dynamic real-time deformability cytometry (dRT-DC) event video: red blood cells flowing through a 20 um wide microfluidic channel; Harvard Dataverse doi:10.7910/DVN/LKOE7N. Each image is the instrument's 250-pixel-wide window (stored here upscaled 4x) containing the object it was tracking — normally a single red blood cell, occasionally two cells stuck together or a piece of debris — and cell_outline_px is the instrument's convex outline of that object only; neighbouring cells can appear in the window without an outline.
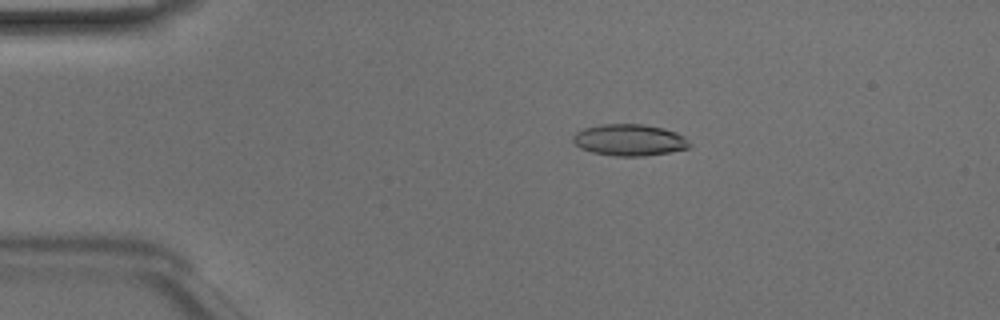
{"species": "Egyptian fruit bat (a non-hibernating species)", "species_latin": "Rousettus aegyptiacus", "temperature_condition": "room temperature", "stored_images_in_passage": 49, "camera_frame_rate_fps": 3000, "um_per_image_px": 0.085, "animal": {"sex": "male"}, "frame": {"image": 1, "passage_image": 10, "time_ms": 3.0, "image_size_px": [1000, 320], "cell_outline_px": [[692, 144], [688, 148], [668, 152], [644, 156], [616, 156], [592, 152], [580, 148], [572, 140], [572, 136], [576, 132], [584, 128], [600, 124], [644, 124], [664, 128], [676, 132], [684, 136]], "centroid_in_image_um": [53.5, 11.89], "position_along_channel_um": 31.5, "area_um2": 21.5}}
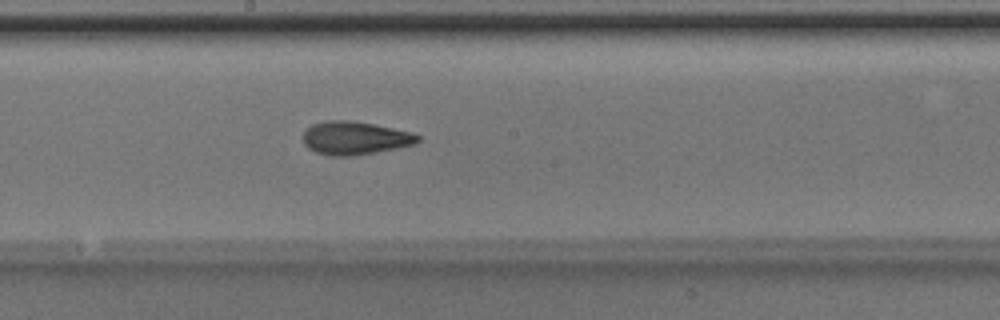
{"frame": {"image": 2, "passage_image": 27, "time_ms": 8.667, "image_size_px": [1000, 320], "cell_outline_px": [[420, 140], [416, 144], [356, 156], [332, 156], [316, 152], [308, 148], [304, 144], [304, 132], [312, 124], [328, 120], [352, 120], [412, 132], [420, 136]], "centroid_in_image_um": [30.18, 11.74], "position_along_channel_um": 218.0, "area_um2": 22.2}}
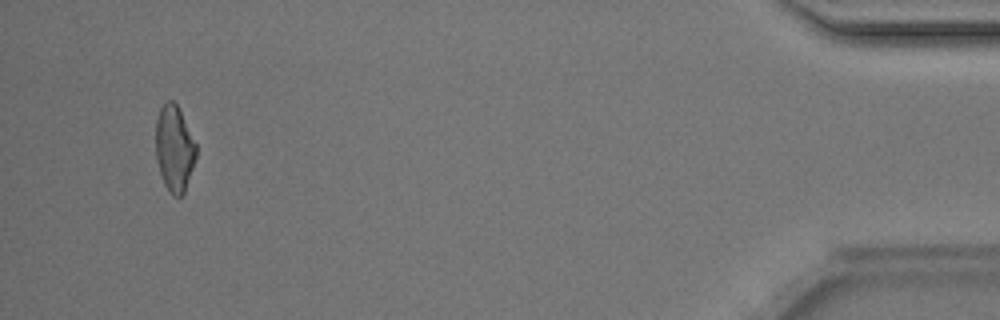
{"frame": {"image": 3, "passage_image": 47, "time_ms": 15.333, "image_size_px": [1000, 320], "cell_outline_px": [[196, 156], [184, 192], [180, 196], [172, 196], [168, 192], [164, 184], [156, 160], [156, 120], [160, 108], [168, 100], [172, 100], [176, 104], [196, 144]], "centroid_in_image_um": [14.8, 12.64], "position_along_channel_um": 420.4, "area_um2": 19.94}, "authors_computed_cell_mechanics": {"area_um2": 21.1548, "velocity_mm_per_s": 4.1705, "shape_relaxation_time_tau1_ms": 2.5533, "shape_relaxation_time_tau2_ms": 2.0556, "deformation_change_tau1": 0.1583, "deformation_change_tau2": 0.1076}}